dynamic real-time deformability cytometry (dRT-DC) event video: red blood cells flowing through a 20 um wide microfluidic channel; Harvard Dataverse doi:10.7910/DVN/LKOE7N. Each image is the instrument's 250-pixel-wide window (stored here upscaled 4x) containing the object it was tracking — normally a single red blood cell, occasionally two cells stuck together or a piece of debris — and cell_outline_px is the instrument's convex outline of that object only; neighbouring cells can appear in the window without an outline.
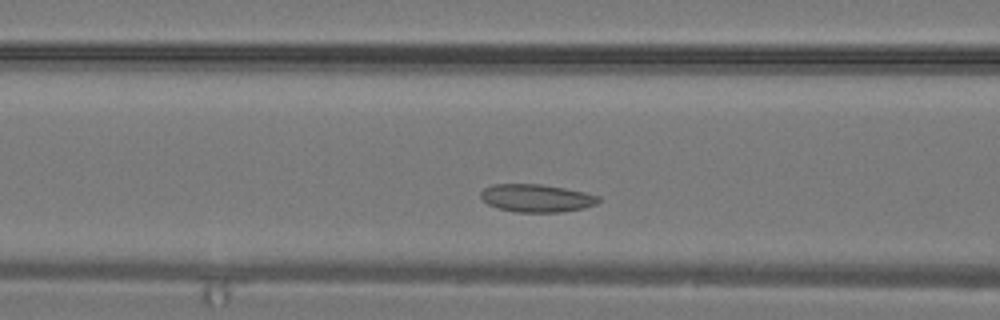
{"species": "common noctule bat (a hibernating species)", "species_latin": "Nyctalus noctula", "temperature_condition": "warm", "stored_images_in_passage": 9, "camera_frame_rate_fps": 3000, "um_per_image_px": 0.085, "animal": {"sex": "male", "body_mass_g": 19.2, "forearm_length_mm": 51.8}, "frame": {"image": 1, "passage_image": 6, "time_ms": 1.667, "image_size_px": [1000, 320], "cell_outline_px": [[600, 200], [596, 204], [584, 208], [560, 212], [516, 212], [500, 208], [488, 204], [480, 196], [480, 192], [484, 188], [492, 184], [540, 184], [564, 188], [584, 192], [600, 196]], "centroid_in_image_um": [45.61, 16.83], "position_along_channel_um": 121.0, "area_um2": 19.02}}
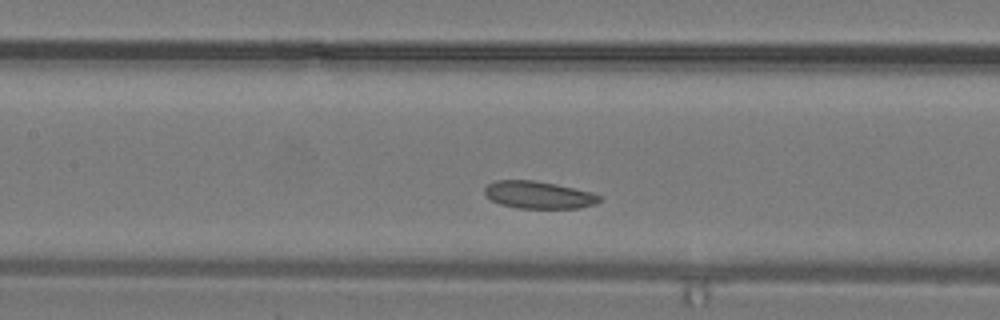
{"frame": {"image": 2, "passage_image": 8, "time_ms": 2.333, "image_size_px": [1000, 320], "cell_outline_px": [[600, 200], [596, 204], [580, 208], [520, 208], [500, 204], [492, 200], [484, 192], [484, 188], [488, 184], [496, 180], [536, 180], [556, 184], [592, 192], [600, 196]], "centroid_in_image_um": [45.79, 16.56], "position_along_channel_um": 161.6, "area_um2": 18.26}}